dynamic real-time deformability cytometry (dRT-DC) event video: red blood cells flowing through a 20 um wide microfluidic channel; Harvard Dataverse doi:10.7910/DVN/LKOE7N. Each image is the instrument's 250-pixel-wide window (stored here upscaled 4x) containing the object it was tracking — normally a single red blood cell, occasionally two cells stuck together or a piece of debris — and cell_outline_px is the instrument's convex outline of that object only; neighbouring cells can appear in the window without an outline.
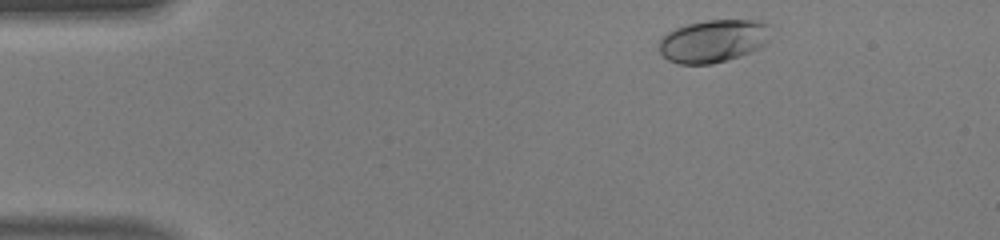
{"species": "human", "species_latin": "Homo sapiens", "temperature_condition": "warm", "stored_images_in_passage": 44, "camera_frame_rate_fps": 3000, "um_per_image_px": 0.085, "donor": {"sex": "male"}, "frame": {"image": 1, "passage_image": 2, "time_ms": 0.333, "image_size_px": [1000, 240], "cell_outline_px": [[768, 40], [760, 48], [752, 52], [740, 56], [712, 64], [680, 64], [668, 60], [660, 52], [660, 36], [676, 28], [688, 24], [708, 20], [760, 20], [768, 24]], "centroid_in_image_um": [60.62, 3.48], "position_along_channel_um": 24.4, "area_um2": 27.74}}
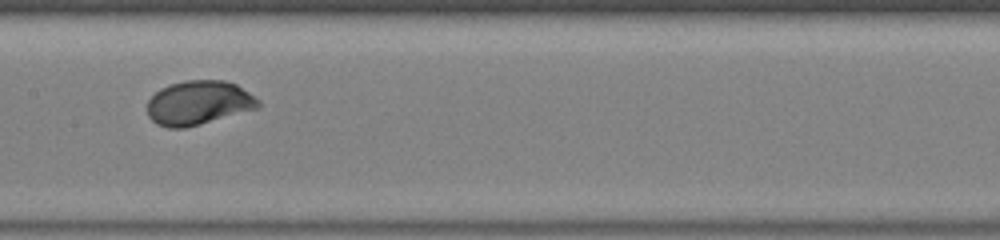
{"frame": {"image": 2, "passage_image": 20, "time_ms": 6.333, "image_size_px": [1000, 240], "cell_outline_px": [[260, 108], [200, 124], [184, 128], [168, 128], [156, 124], [148, 116], [148, 100], [160, 88], [168, 84], [184, 80], [224, 80], [236, 84], [260, 100]], "centroid_in_image_um": [16.88, 8.74], "position_along_channel_um": 190.5, "area_um2": 28.73}}
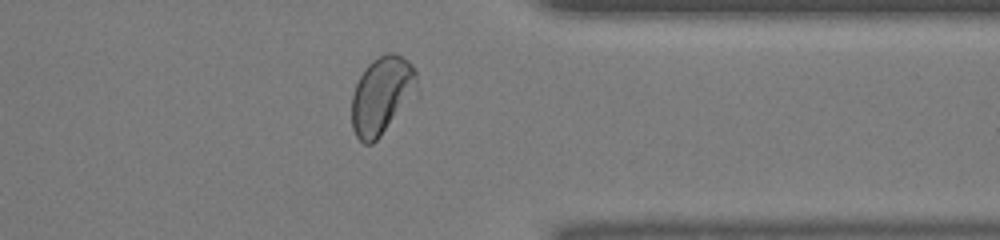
{"frame": {"image": 3, "passage_image": 34, "time_ms": 11.0, "image_size_px": [1000, 240], "cell_outline_px": [[416, 88], [380, 136], [372, 144], [364, 144], [356, 136], [352, 128], [352, 96], [356, 84], [364, 68], [372, 60], [388, 52], [396, 52], [408, 60], [416, 68]], "centroid_in_image_um": [32.4, 8.06], "position_along_channel_um": 379.0, "area_um2": 28.73}, "authors_computed_cell_mechanics": {"area_um2": 28.5243, "velocity_mm_per_s": 4.171, "shape_relaxation_time_tau1_ms": 1.9012, "shape_relaxation_time_tau2_ms": null, "deformation_change_tau1": 0.136, "deformation_change_tau2": null}}